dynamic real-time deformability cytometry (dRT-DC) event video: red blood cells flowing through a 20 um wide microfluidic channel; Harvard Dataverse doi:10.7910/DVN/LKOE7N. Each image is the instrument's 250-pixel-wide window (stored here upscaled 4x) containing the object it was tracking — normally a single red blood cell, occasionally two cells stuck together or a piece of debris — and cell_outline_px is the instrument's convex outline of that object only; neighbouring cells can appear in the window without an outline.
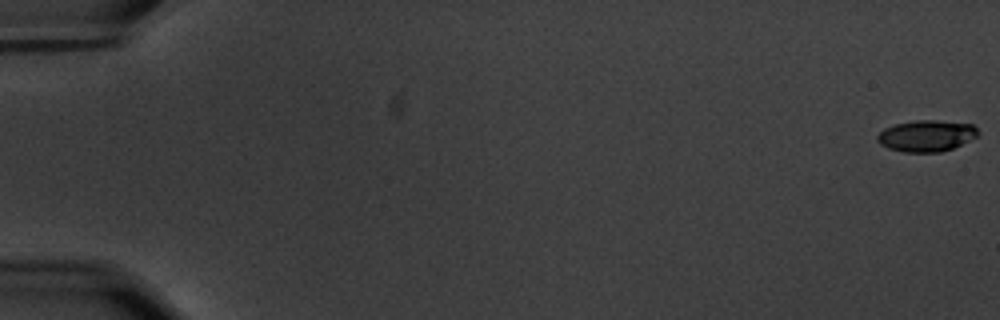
{"species": "common noctule bat (a hibernating species)", "species_latin": "Nyctalus noctula", "temperature_condition": "warm", "stored_images_in_passage": 59, "camera_frame_rate_fps": 3000, "um_per_image_px": 0.085, "animal": {"sex": "male", "body_mass_g": 20.1, "forearm_length_mm": 53.5}, "frame": {"image": 1, "passage_image": 1, "time_ms": 0.0, "image_size_px": [1000, 320], "cell_outline_px": [[980, 132], [976, 136], [952, 148], [940, 152], [904, 152], [888, 148], [880, 144], [876, 140], [876, 136], [884, 128], [896, 124], [916, 120], [936, 120], [972, 124]], "centroid_in_image_um": [78.71, 11.54], "position_along_channel_um": 6.3, "area_um2": 18.26}}
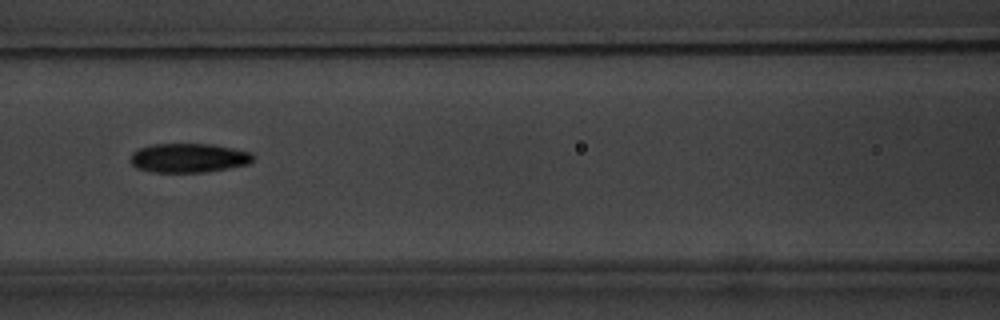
{"frame": {"image": 2, "passage_image": 28, "time_ms": 9.0, "image_size_px": [1000, 320], "cell_outline_px": [[256, 156], [248, 164], [228, 168], [204, 172], [152, 172], [136, 168], [128, 160], [132, 152], [140, 148], [152, 144], [212, 144], [252, 152]], "centroid_in_image_um": [16.02, 13.42], "position_along_channel_um": 150.6, "area_um2": 20.98}}
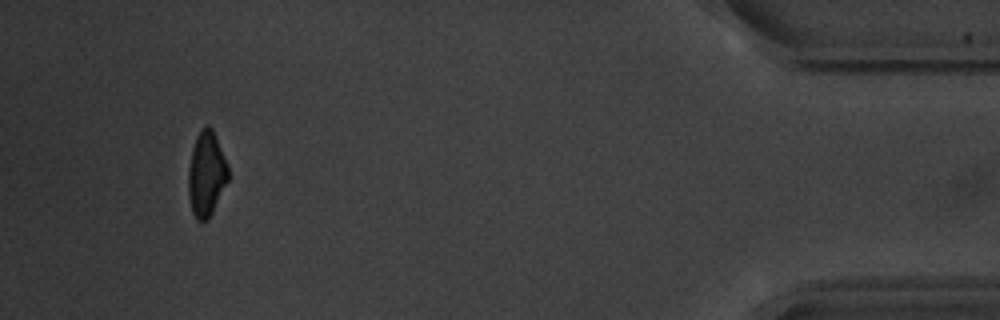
{"frame": {"image": 3, "passage_image": 56, "time_ms": 18.333, "image_size_px": [1000, 320], "cell_outline_px": [[228, 180], [208, 220], [196, 220], [192, 212], [188, 196], [188, 168], [192, 148], [196, 136], [200, 128], [212, 128], [228, 168]], "centroid_in_image_um": [17.51, 14.82], "position_along_channel_um": 417.7, "area_um2": 19.42}, "authors_computed_cell_mechanics": {"area_um2": 20.1144, "velocity_mm_per_s": 3.5369, "shape_relaxation_time_tau1_ms": 4.4801, "shape_relaxation_time_tau2_ms": 4.5399, "deformation_change_tau1": 0.1611, "deformation_change_tau2": 0.1148}}